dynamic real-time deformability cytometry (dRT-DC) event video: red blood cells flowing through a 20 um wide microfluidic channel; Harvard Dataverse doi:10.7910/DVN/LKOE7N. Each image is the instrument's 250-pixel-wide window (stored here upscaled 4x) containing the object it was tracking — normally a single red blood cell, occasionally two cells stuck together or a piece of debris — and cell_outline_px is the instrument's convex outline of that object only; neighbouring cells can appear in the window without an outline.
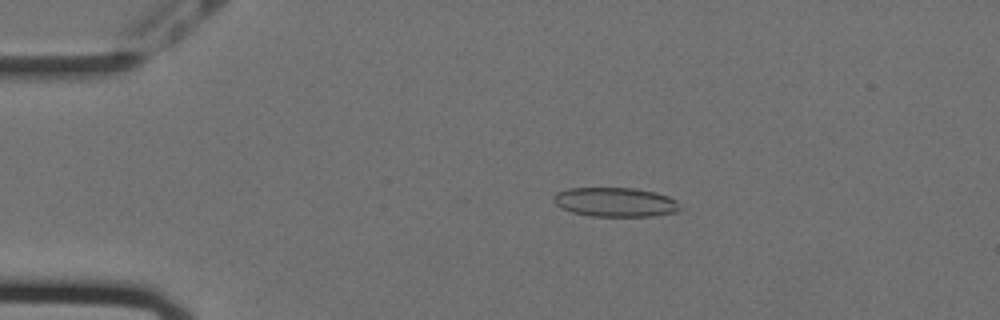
{"species": "Egyptian fruit bat (a non-hibernating species)", "species_latin": "Rousettus aegyptiacus", "temperature_condition": "cold", "stored_images_in_passage": 55, "camera_frame_rate_fps": 3000, "um_per_image_px": 0.085, "animal": {"sex": "female"}, "frame": {"image": 1, "passage_image": 10, "time_ms": 3.0, "image_size_px": [1000, 320], "cell_outline_px": [[680, 212], [652, 216], [588, 216], [572, 212], [556, 204], [552, 200], [552, 196], [556, 192], [568, 188], [636, 188], [656, 192], [668, 196], [676, 200], [680, 208]], "centroid_in_image_um": [52.31, 17.18], "position_along_channel_um": 32.7, "area_um2": 21.73}}
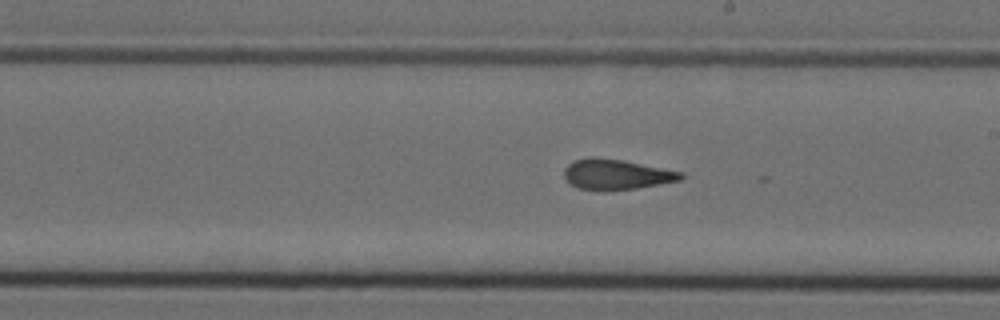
{"frame": {"image": 2, "passage_image": 31, "time_ms": 10.0, "image_size_px": [1000, 320], "cell_outline_px": [[684, 176], [680, 180], [660, 184], [636, 188], [576, 188], [568, 184], [564, 180], [564, 168], [568, 164], [576, 160], [592, 156], [624, 160], [684, 172]], "centroid_in_image_um": [52.38, 14.79], "position_along_channel_um": 236.6, "area_um2": 20.29}}
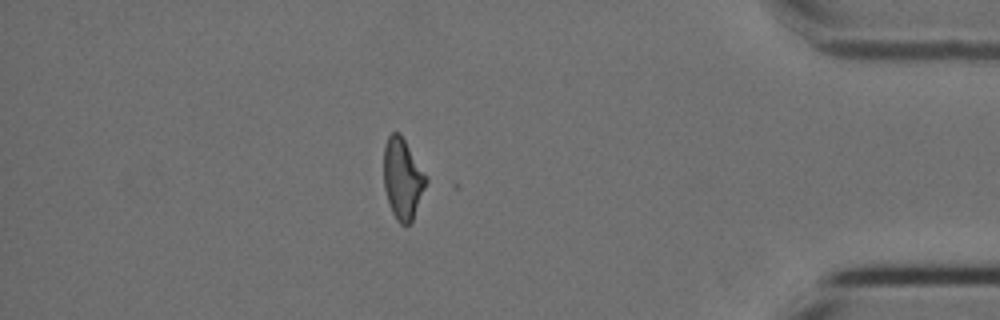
{"frame": {"image": 3, "passage_image": 48, "time_ms": 15.667, "image_size_px": [1000, 320], "cell_outline_px": [[428, 180], [412, 220], [408, 224], [400, 224], [396, 220], [392, 212], [384, 188], [384, 148], [388, 136], [392, 132], [400, 132]], "centroid_in_image_um": [34.2, 15.19], "position_along_channel_um": 401.0, "area_um2": 19.54}, "authors_computed_cell_mechanics": {"area_um2": 21.0392, "velocity_mm_per_s": 3.566, "shape_relaxation_time_tau1_ms": null, "shape_relaxation_time_tau2_ms": 2.1651, "deformation_change_tau1": null, "deformation_change_tau2": 0.0931}}